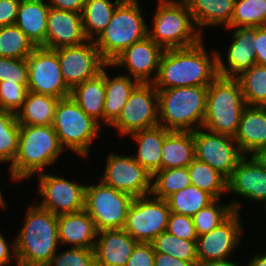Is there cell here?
Wrapping results in <instances>:
<instances>
[{"mask_svg": "<svg viewBox=\"0 0 266 266\" xmlns=\"http://www.w3.org/2000/svg\"><path fill=\"white\" fill-rule=\"evenodd\" d=\"M149 196L134 197L127 211L123 229L138 242H152L167 229L170 214L167 201Z\"/></svg>", "mask_w": 266, "mask_h": 266, "instance_id": "11", "label": "cell"}, {"mask_svg": "<svg viewBox=\"0 0 266 266\" xmlns=\"http://www.w3.org/2000/svg\"><path fill=\"white\" fill-rule=\"evenodd\" d=\"M251 156L263 169L266 170V146L257 148Z\"/></svg>", "mask_w": 266, "mask_h": 266, "instance_id": "52", "label": "cell"}, {"mask_svg": "<svg viewBox=\"0 0 266 266\" xmlns=\"http://www.w3.org/2000/svg\"><path fill=\"white\" fill-rule=\"evenodd\" d=\"M139 2L121 1L107 27L94 39L101 57L110 64L121 52L148 36L150 28Z\"/></svg>", "mask_w": 266, "mask_h": 266, "instance_id": "7", "label": "cell"}, {"mask_svg": "<svg viewBox=\"0 0 266 266\" xmlns=\"http://www.w3.org/2000/svg\"><path fill=\"white\" fill-rule=\"evenodd\" d=\"M15 238L16 266H47L59 243L57 215L31 205Z\"/></svg>", "mask_w": 266, "mask_h": 266, "instance_id": "2", "label": "cell"}, {"mask_svg": "<svg viewBox=\"0 0 266 266\" xmlns=\"http://www.w3.org/2000/svg\"><path fill=\"white\" fill-rule=\"evenodd\" d=\"M166 231L184 240H197L193 219L190 216L170 212Z\"/></svg>", "mask_w": 266, "mask_h": 266, "instance_id": "45", "label": "cell"}, {"mask_svg": "<svg viewBox=\"0 0 266 266\" xmlns=\"http://www.w3.org/2000/svg\"><path fill=\"white\" fill-rule=\"evenodd\" d=\"M28 84L0 82V110L17 113L23 106Z\"/></svg>", "mask_w": 266, "mask_h": 266, "instance_id": "43", "label": "cell"}, {"mask_svg": "<svg viewBox=\"0 0 266 266\" xmlns=\"http://www.w3.org/2000/svg\"><path fill=\"white\" fill-rule=\"evenodd\" d=\"M47 266H97L93 249L71 247L55 253Z\"/></svg>", "mask_w": 266, "mask_h": 266, "instance_id": "42", "label": "cell"}, {"mask_svg": "<svg viewBox=\"0 0 266 266\" xmlns=\"http://www.w3.org/2000/svg\"><path fill=\"white\" fill-rule=\"evenodd\" d=\"M71 98L99 125L104 122L105 67L92 79L71 89Z\"/></svg>", "mask_w": 266, "mask_h": 266, "instance_id": "27", "label": "cell"}, {"mask_svg": "<svg viewBox=\"0 0 266 266\" xmlns=\"http://www.w3.org/2000/svg\"><path fill=\"white\" fill-rule=\"evenodd\" d=\"M171 131L157 125L129 134L138 144L137 154L133 158L151 175L162 170V146L165 137Z\"/></svg>", "mask_w": 266, "mask_h": 266, "instance_id": "26", "label": "cell"}, {"mask_svg": "<svg viewBox=\"0 0 266 266\" xmlns=\"http://www.w3.org/2000/svg\"><path fill=\"white\" fill-rule=\"evenodd\" d=\"M38 175V193L43 197V201L38 204L40 207L55 215L84 210L86 185L45 172Z\"/></svg>", "mask_w": 266, "mask_h": 266, "instance_id": "16", "label": "cell"}, {"mask_svg": "<svg viewBox=\"0 0 266 266\" xmlns=\"http://www.w3.org/2000/svg\"><path fill=\"white\" fill-rule=\"evenodd\" d=\"M139 82L128 75L111 78L105 71L104 124L111 125L121 113L133 89Z\"/></svg>", "mask_w": 266, "mask_h": 266, "instance_id": "30", "label": "cell"}, {"mask_svg": "<svg viewBox=\"0 0 266 266\" xmlns=\"http://www.w3.org/2000/svg\"><path fill=\"white\" fill-rule=\"evenodd\" d=\"M151 243L155 252L191 262L194 266L198 264L196 240H184L165 231Z\"/></svg>", "mask_w": 266, "mask_h": 266, "instance_id": "38", "label": "cell"}, {"mask_svg": "<svg viewBox=\"0 0 266 266\" xmlns=\"http://www.w3.org/2000/svg\"><path fill=\"white\" fill-rule=\"evenodd\" d=\"M87 40L83 32L81 13L50 7L43 48L55 50L80 45Z\"/></svg>", "mask_w": 266, "mask_h": 266, "instance_id": "19", "label": "cell"}, {"mask_svg": "<svg viewBox=\"0 0 266 266\" xmlns=\"http://www.w3.org/2000/svg\"><path fill=\"white\" fill-rule=\"evenodd\" d=\"M214 200L215 198L211 194L194 185H190L166 199L170 212L190 217Z\"/></svg>", "mask_w": 266, "mask_h": 266, "instance_id": "34", "label": "cell"}, {"mask_svg": "<svg viewBox=\"0 0 266 266\" xmlns=\"http://www.w3.org/2000/svg\"><path fill=\"white\" fill-rule=\"evenodd\" d=\"M36 48L15 24L0 27V57L27 58Z\"/></svg>", "mask_w": 266, "mask_h": 266, "instance_id": "40", "label": "cell"}, {"mask_svg": "<svg viewBox=\"0 0 266 266\" xmlns=\"http://www.w3.org/2000/svg\"><path fill=\"white\" fill-rule=\"evenodd\" d=\"M157 90L160 126L169 131L178 132H193L202 128L208 86H184Z\"/></svg>", "mask_w": 266, "mask_h": 266, "instance_id": "4", "label": "cell"}, {"mask_svg": "<svg viewBox=\"0 0 266 266\" xmlns=\"http://www.w3.org/2000/svg\"><path fill=\"white\" fill-rule=\"evenodd\" d=\"M236 78L218 76L209 86L202 128L234 137L246 107Z\"/></svg>", "mask_w": 266, "mask_h": 266, "instance_id": "5", "label": "cell"}, {"mask_svg": "<svg viewBox=\"0 0 266 266\" xmlns=\"http://www.w3.org/2000/svg\"><path fill=\"white\" fill-rule=\"evenodd\" d=\"M28 91L56 98L70 96L71 89L63 80L57 53L36 47L27 57Z\"/></svg>", "mask_w": 266, "mask_h": 266, "instance_id": "13", "label": "cell"}, {"mask_svg": "<svg viewBox=\"0 0 266 266\" xmlns=\"http://www.w3.org/2000/svg\"><path fill=\"white\" fill-rule=\"evenodd\" d=\"M204 131L203 128L193 131L195 158L228 179L244 154L236 143L234 146L232 136Z\"/></svg>", "mask_w": 266, "mask_h": 266, "instance_id": "14", "label": "cell"}, {"mask_svg": "<svg viewBox=\"0 0 266 266\" xmlns=\"http://www.w3.org/2000/svg\"><path fill=\"white\" fill-rule=\"evenodd\" d=\"M49 6L59 9L82 13L86 0H49Z\"/></svg>", "mask_w": 266, "mask_h": 266, "instance_id": "49", "label": "cell"}, {"mask_svg": "<svg viewBox=\"0 0 266 266\" xmlns=\"http://www.w3.org/2000/svg\"><path fill=\"white\" fill-rule=\"evenodd\" d=\"M232 36V42L227 54V65L224 63L220 52H217V72L223 77H237L244 70L256 64L254 40L256 27H238Z\"/></svg>", "mask_w": 266, "mask_h": 266, "instance_id": "20", "label": "cell"}, {"mask_svg": "<svg viewBox=\"0 0 266 266\" xmlns=\"http://www.w3.org/2000/svg\"><path fill=\"white\" fill-rule=\"evenodd\" d=\"M154 256L151 242H138L125 266H154Z\"/></svg>", "mask_w": 266, "mask_h": 266, "instance_id": "46", "label": "cell"}, {"mask_svg": "<svg viewBox=\"0 0 266 266\" xmlns=\"http://www.w3.org/2000/svg\"><path fill=\"white\" fill-rule=\"evenodd\" d=\"M21 0H0V27L14 25Z\"/></svg>", "mask_w": 266, "mask_h": 266, "instance_id": "47", "label": "cell"}, {"mask_svg": "<svg viewBox=\"0 0 266 266\" xmlns=\"http://www.w3.org/2000/svg\"><path fill=\"white\" fill-rule=\"evenodd\" d=\"M244 155L227 179V192L255 202H266V170Z\"/></svg>", "mask_w": 266, "mask_h": 266, "instance_id": "21", "label": "cell"}, {"mask_svg": "<svg viewBox=\"0 0 266 266\" xmlns=\"http://www.w3.org/2000/svg\"><path fill=\"white\" fill-rule=\"evenodd\" d=\"M152 182L150 196L164 200L191 185L187 167L159 170L152 175Z\"/></svg>", "mask_w": 266, "mask_h": 266, "instance_id": "36", "label": "cell"}, {"mask_svg": "<svg viewBox=\"0 0 266 266\" xmlns=\"http://www.w3.org/2000/svg\"><path fill=\"white\" fill-rule=\"evenodd\" d=\"M258 253L253 257L251 261L247 264L248 266H266V253Z\"/></svg>", "mask_w": 266, "mask_h": 266, "instance_id": "54", "label": "cell"}, {"mask_svg": "<svg viewBox=\"0 0 266 266\" xmlns=\"http://www.w3.org/2000/svg\"><path fill=\"white\" fill-rule=\"evenodd\" d=\"M227 259L208 261L205 263H198L197 266H240V263H235Z\"/></svg>", "mask_w": 266, "mask_h": 266, "instance_id": "53", "label": "cell"}, {"mask_svg": "<svg viewBox=\"0 0 266 266\" xmlns=\"http://www.w3.org/2000/svg\"><path fill=\"white\" fill-rule=\"evenodd\" d=\"M50 6L44 0H21L15 25L36 47L45 44L47 16Z\"/></svg>", "mask_w": 266, "mask_h": 266, "instance_id": "25", "label": "cell"}, {"mask_svg": "<svg viewBox=\"0 0 266 266\" xmlns=\"http://www.w3.org/2000/svg\"><path fill=\"white\" fill-rule=\"evenodd\" d=\"M218 201L219 199H215L192 217L197 236L208 233L216 228L233 211L240 212L241 203L233 200L229 204L222 205Z\"/></svg>", "mask_w": 266, "mask_h": 266, "instance_id": "37", "label": "cell"}, {"mask_svg": "<svg viewBox=\"0 0 266 266\" xmlns=\"http://www.w3.org/2000/svg\"><path fill=\"white\" fill-rule=\"evenodd\" d=\"M0 207H2V208L5 207L6 208V203H5L4 198L2 196L1 190H0Z\"/></svg>", "mask_w": 266, "mask_h": 266, "instance_id": "55", "label": "cell"}, {"mask_svg": "<svg viewBox=\"0 0 266 266\" xmlns=\"http://www.w3.org/2000/svg\"><path fill=\"white\" fill-rule=\"evenodd\" d=\"M162 170L188 167L195 159L193 132L171 131L162 146Z\"/></svg>", "mask_w": 266, "mask_h": 266, "instance_id": "29", "label": "cell"}, {"mask_svg": "<svg viewBox=\"0 0 266 266\" xmlns=\"http://www.w3.org/2000/svg\"><path fill=\"white\" fill-rule=\"evenodd\" d=\"M10 245L3 237L2 233H0V266H9L10 260H12V252L14 253V256H16L15 240L14 242L12 241V244Z\"/></svg>", "mask_w": 266, "mask_h": 266, "instance_id": "50", "label": "cell"}, {"mask_svg": "<svg viewBox=\"0 0 266 266\" xmlns=\"http://www.w3.org/2000/svg\"><path fill=\"white\" fill-rule=\"evenodd\" d=\"M119 1H126V2H138L139 0H119Z\"/></svg>", "mask_w": 266, "mask_h": 266, "instance_id": "56", "label": "cell"}, {"mask_svg": "<svg viewBox=\"0 0 266 266\" xmlns=\"http://www.w3.org/2000/svg\"><path fill=\"white\" fill-rule=\"evenodd\" d=\"M59 243L71 244L75 248L94 249L97 229L87 211L57 215Z\"/></svg>", "mask_w": 266, "mask_h": 266, "instance_id": "23", "label": "cell"}, {"mask_svg": "<svg viewBox=\"0 0 266 266\" xmlns=\"http://www.w3.org/2000/svg\"><path fill=\"white\" fill-rule=\"evenodd\" d=\"M132 201L130 194L107 186L102 181L98 185H86L84 209L93 219L97 231L123 229Z\"/></svg>", "mask_w": 266, "mask_h": 266, "instance_id": "9", "label": "cell"}, {"mask_svg": "<svg viewBox=\"0 0 266 266\" xmlns=\"http://www.w3.org/2000/svg\"><path fill=\"white\" fill-rule=\"evenodd\" d=\"M57 53L63 80L72 89L97 76L108 64L102 57L94 40L76 46H65L54 50Z\"/></svg>", "mask_w": 266, "mask_h": 266, "instance_id": "12", "label": "cell"}, {"mask_svg": "<svg viewBox=\"0 0 266 266\" xmlns=\"http://www.w3.org/2000/svg\"><path fill=\"white\" fill-rule=\"evenodd\" d=\"M163 52L164 49L147 36L121 52L110 63V67L126 66L129 75H132L130 77H133L139 83H153L158 74ZM153 72H155L154 77L152 76Z\"/></svg>", "mask_w": 266, "mask_h": 266, "instance_id": "18", "label": "cell"}, {"mask_svg": "<svg viewBox=\"0 0 266 266\" xmlns=\"http://www.w3.org/2000/svg\"><path fill=\"white\" fill-rule=\"evenodd\" d=\"M19 131L16 114L0 110V163H13L18 151Z\"/></svg>", "mask_w": 266, "mask_h": 266, "instance_id": "41", "label": "cell"}, {"mask_svg": "<svg viewBox=\"0 0 266 266\" xmlns=\"http://www.w3.org/2000/svg\"><path fill=\"white\" fill-rule=\"evenodd\" d=\"M233 138L244 155L266 146V107L246 106Z\"/></svg>", "mask_w": 266, "mask_h": 266, "instance_id": "24", "label": "cell"}, {"mask_svg": "<svg viewBox=\"0 0 266 266\" xmlns=\"http://www.w3.org/2000/svg\"><path fill=\"white\" fill-rule=\"evenodd\" d=\"M240 212L233 211L222 223L196 240L198 263L229 258L240 244L243 227Z\"/></svg>", "mask_w": 266, "mask_h": 266, "instance_id": "17", "label": "cell"}, {"mask_svg": "<svg viewBox=\"0 0 266 266\" xmlns=\"http://www.w3.org/2000/svg\"><path fill=\"white\" fill-rule=\"evenodd\" d=\"M28 84L27 58L0 57V82Z\"/></svg>", "mask_w": 266, "mask_h": 266, "instance_id": "44", "label": "cell"}, {"mask_svg": "<svg viewBox=\"0 0 266 266\" xmlns=\"http://www.w3.org/2000/svg\"><path fill=\"white\" fill-rule=\"evenodd\" d=\"M102 182L114 189L142 197L151 194L152 175L133 156L108 154Z\"/></svg>", "mask_w": 266, "mask_h": 266, "instance_id": "15", "label": "cell"}, {"mask_svg": "<svg viewBox=\"0 0 266 266\" xmlns=\"http://www.w3.org/2000/svg\"><path fill=\"white\" fill-rule=\"evenodd\" d=\"M154 266H194L191 262H186L170 255L155 252Z\"/></svg>", "mask_w": 266, "mask_h": 266, "instance_id": "51", "label": "cell"}, {"mask_svg": "<svg viewBox=\"0 0 266 266\" xmlns=\"http://www.w3.org/2000/svg\"><path fill=\"white\" fill-rule=\"evenodd\" d=\"M159 125L158 90L153 83H139L118 118L111 124L120 136Z\"/></svg>", "mask_w": 266, "mask_h": 266, "instance_id": "10", "label": "cell"}, {"mask_svg": "<svg viewBox=\"0 0 266 266\" xmlns=\"http://www.w3.org/2000/svg\"><path fill=\"white\" fill-rule=\"evenodd\" d=\"M253 43L256 64L266 66V26L256 27V38Z\"/></svg>", "mask_w": 266, "mask_h": 266, "instance_id": "48", "label": "cell"}, {"mask_svg": "<svg viewBox=\"0 0 266 266\" xmlns=\"http://www.w3.org/2000/svg\"><path fill=\"white\" fill-rule=\"evenodd\" d=\"M197 29L205 26H228L234 12L235 0H184Z\"/></svg>", "mask_w": 266, "mask_h": 266, "instance_id": "28", "label": "cell"}, {"mask_svg": "<svg viewBox=\"0 0 266 266\" xmlns=\"http://www.w3.org/2000/svg\"><path fill=\"white\" fill-rule=\"evenodd\" d=\"M121 1L86 0L82 9V27L85 37L94 40L107 27ZM95 35V36H94Z\"/></svg>", "mask_w": 266, "mask_h": 266, "instance_id": "32", "label": "cell"}, {"mask_svg": "<svg viewBox=\"0 0 266 266\" xmlns=\"http://www.w3.org/2000/svg\"><path fill=\"white\" fill-rule=\"evenodd\" d=\"M247 106H266V66L254 64L235 77Z\"/></svg>", "mask_w": 266, "mask_h": 266, "instance_id": "33", "label": "cell"}, {"mask_svg": "<svg viewBox=\"0 0 266 266\" xmlns=\"http://www.w3.org/2000/svg\"><path fill=\"white\" fill-rule=\"evenodd\" d=\"M218 76L217 50L209 56L202 39L191 47L165 49L153 84L156 89L209 86Z\"/></svg>", "mask_w": 266, "mask_h": 266, "instance_id": "1", "label": "cell"}, {"mask_svg": "<svg viewBox=\"0 0 266 266\" xmlns=\"http://www.w3.org/2000/svg\"><path fill=\"white\" fill-rule=\"evenodd\" d=\"M187 168L191 185L208 192L215 199H220L223 192H227V178L207 163L195 158Z\"/></svg>", "mask_w": 266, "mask_h": 266, "instance_id": "35", "label": "cell"}, {"mask_svg": "<svg viewBox=\"0 0 266 266\" xmlns=\"http://www.w3.org/2000/svg\"><path fill=\"white\" fill-rule=\"evenodd\" d=\"M52 127L63 148L83 157L88 156L92 140L101 130L100 125L71 96L59 100Z\"/></svg>", "mask_w": 266, "mask_h": 266, "instance_id": "8", "label": "cell"}, {"mask_svg": "<svg viewBox=\"0 0 266 266\" xmlns=\"http://www.w3.org/2000/svg\"><path fill=\"white\" fill-rule=\"evenodd\" d=\"M148 36L165 49L187 48L202 40L184 0H158Z\"/></svg>", "mask_w": 266, "mask_h": 266, "instance_id": "6", "label": "cell"}, {"mask_svg": "<svg viewBox=\"0 0 266 266\" xmlns=\"http://www.w3.org/2000/svg\"><path fill=\"white\" fill-rule=\"evenodd\" d=\"M266 26V0H235L230 24L225 28Z\"/></svg>", "mask_w": 266, "mask_h": 266, "instance_id": "39", "label": "cell"}, {"mask_svg": "<svg viewBox=\"0 0 266 266\" xmlns=\"http://www.w3.org/2000/svg\"><path fill=\"white\" fill-rule=\"evenodd\" d=\"M64 148L52 125H20L17 155L9 165L11 179L20 181L54 164Z\"/></svg>", "mask_w": 266, "mask_h": 266, "instance_id": "3", "label": "cell"}, {"mask_svg": "<svg viewBox=\"0 0 266 266\" xmlns=\"http://www.w3.org/2000/svg\"><path fill=\"white\" fill-rule=\"evenodd\" d=\"M136 241L124 229L98 231L94 246L97 266H125Z\"/></svg>", "mask_w": 266, "mask_h": 266, "instance_id": "22", "label": "cell"}, {"mask_svg": "<svg viewBox=\"0 0 266 266\" xmlns=\"http://www.w3.org/2000/svg\"><path fill=\"white\" fill-rule=\"evenodd\" d=\"M59 98L28 91L16 113L20 125H52Z\"/></svg>", "mask_w": 266, "mask_h": 266, "instance_id": "31", "label": "cell"}]
</instances>
